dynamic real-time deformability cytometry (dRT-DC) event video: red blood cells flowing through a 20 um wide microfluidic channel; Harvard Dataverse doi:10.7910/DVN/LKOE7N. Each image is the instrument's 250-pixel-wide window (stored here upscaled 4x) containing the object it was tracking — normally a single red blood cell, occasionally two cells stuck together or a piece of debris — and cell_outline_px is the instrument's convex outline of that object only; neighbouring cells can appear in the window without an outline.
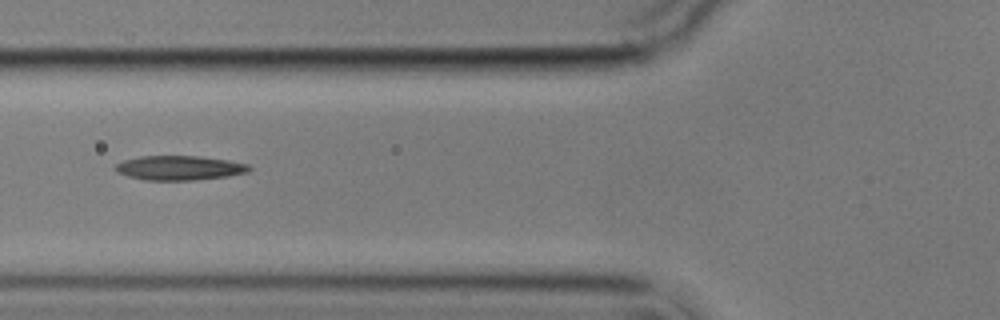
{"species": "common noctule bat (a hibernating species)", "species_latin": "Nyctalus noctula", "temperature_condition": "cold", "stored_images_in_passage": 8, "camera_frame_rate_fps": 3000, "um_per_image_px": 0.085, "animal": {"sex": "male", "body_mass_g": 17.9}, "frame": {"image": 1, "passage_image": 3, "time_ms": 2.333, "image_size_px": [1000, 320], "cell_outline_px": [[252, 168], [248, 172], [228, 176], [192, 180], [144, 180], [128, 176], [116, 172], [112, 168], [116, 164], [124, 160], [140, 156], [200, 156], [228, 160], [248, 164]], "centroid_in_image_um": [15.23, 14.27], "position_along_channel_um": 110.6, "area_um2": 19.13}}
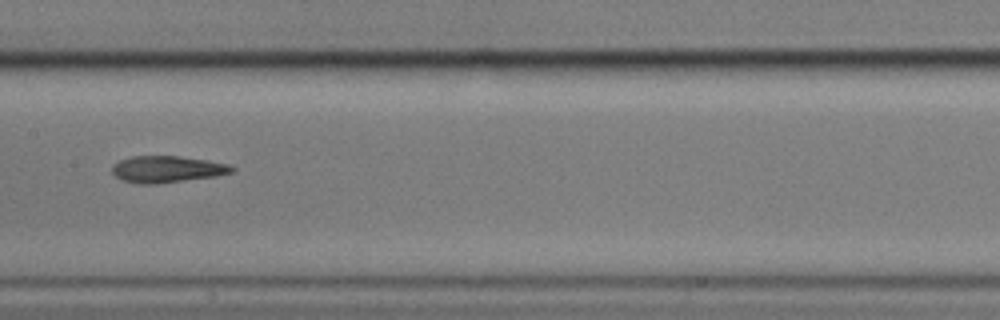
{"frame": {"image": 2, "passage_image": 5, "time_ms": 4.667, "image_size_px": [1000, 320], "cell_outline_px": [[236, 168], [232, 172], [216, 176], [156, 184], [136, 184], [124, 180], [116, 176], [112, 172], [112, 164], [120, 160], [132, 156], [180, 156], [208, 160], [228, 164]], "centroid_in_image_um": [14.19, 14.38], "position_along_channel_um": 193.2, "area_um2": 18.61}}
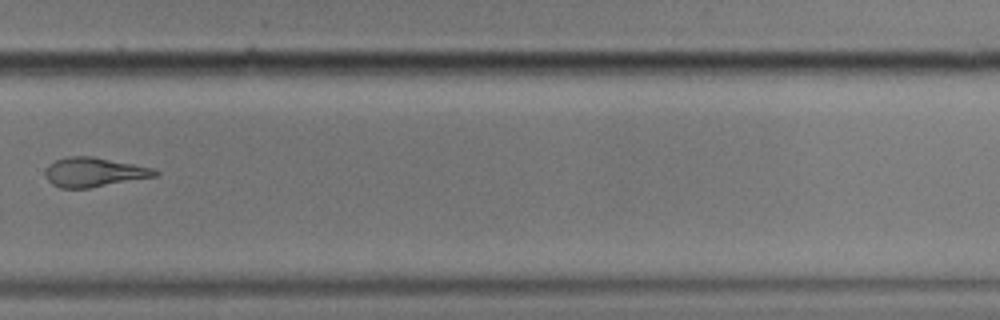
{"frame": {"image": 3, "passage_image": 8, "time_ms": 8.333, "image_size_px": [1000, 320], "cell_outline_px": [[160, 172], [156, 176], [88, 188], [60, 188], [52, 184], [48, 180], [44, 172], [48, 164], [56, 160], [68, 156], [92, 156], [152, 168]], "centroid_in_image_um": [7.94, 14.63], "position_along_channel_um": 321.9, "area_um2": 18.55}}